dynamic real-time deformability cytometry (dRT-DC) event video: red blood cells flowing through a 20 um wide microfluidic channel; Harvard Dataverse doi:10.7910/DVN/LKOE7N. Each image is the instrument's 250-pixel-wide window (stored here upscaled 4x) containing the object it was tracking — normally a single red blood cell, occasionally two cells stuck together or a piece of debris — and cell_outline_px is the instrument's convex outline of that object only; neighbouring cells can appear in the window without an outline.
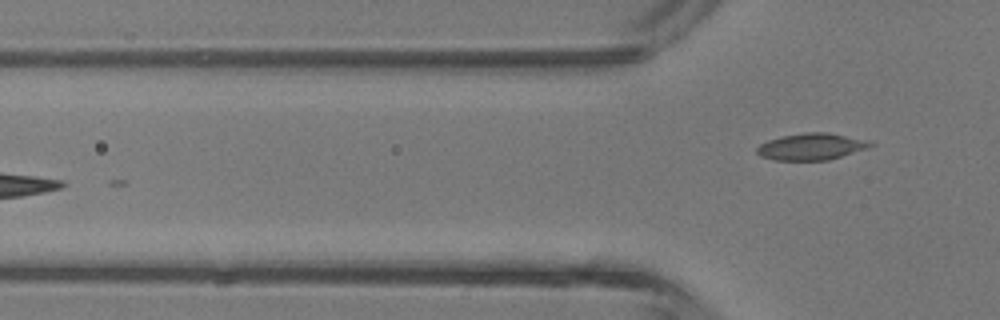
{"species": "common noctule bat (a hibernating species)", "species_latin": "Nyctalus noctula", "temperature_condition": "room temperature", "stored_images_in_passage": 5, "camera_frame_rate_fps": 3000, "um_per_image_px": 0.085, "animal": {"sex": "male", "body_mass_g": 13.3}, "frame": {"image": 1, "passage_image": 5, "time_ms": 4.333, "image_size_px": [1000, 320], "cell_outline_px": [[876, 144], [868, 148], [828, 160], [772, 160], [760, 156], [756, 152], [756, 148], [760, 144], [768, 140], [780, 136], [804, 132], [828, 132], [868, 140]], "centroid_in_image_um": [68.95, 12.45], "position_along_channel_um": 56.8, "area_um2": 17.8}}